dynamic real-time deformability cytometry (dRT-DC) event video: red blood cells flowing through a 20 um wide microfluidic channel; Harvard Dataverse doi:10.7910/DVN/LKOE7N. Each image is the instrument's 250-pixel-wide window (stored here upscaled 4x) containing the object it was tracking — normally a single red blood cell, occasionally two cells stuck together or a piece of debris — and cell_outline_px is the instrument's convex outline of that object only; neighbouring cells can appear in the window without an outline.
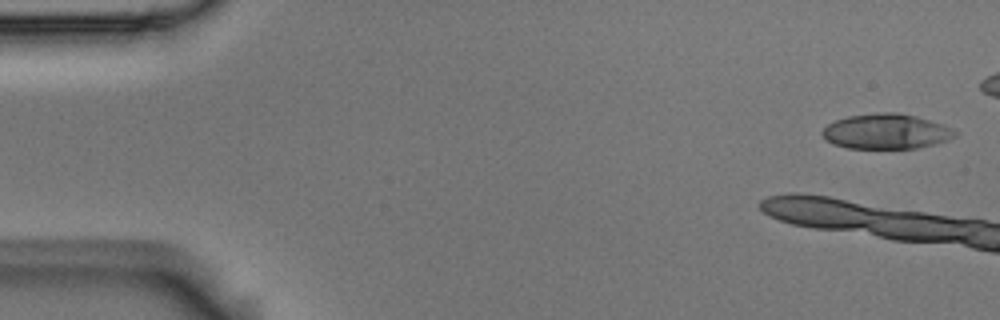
{"species": "Egyptian fruit bat (a non-hibernating species)", "species_latin": "Rousettus aegyptiacus", "temperature_condition": "room temperature", "stored_images_in_passage": 7, "camera_frame_rate_fps": 3000, "um_per_image_px": 0.085, "animal": {"sex": "male"}, "frame": {"image": 1, "passage_image": 1, "time_ms": 0.0, "image_size_px": [1000, 320], "cell_outline_px": [[956, 136], [932, 144], [916, 148], [848, 148], [832, 144], [820, 132], [828, 124], [836, 120], [848, 116], [876, 112], [896, 112], [916, 116], [940, 124], [956, 132]], "centroid_in_image_um": [75.25, 11.16], "position_along_channel_um": 9.7, "area_um2": 26.7}}